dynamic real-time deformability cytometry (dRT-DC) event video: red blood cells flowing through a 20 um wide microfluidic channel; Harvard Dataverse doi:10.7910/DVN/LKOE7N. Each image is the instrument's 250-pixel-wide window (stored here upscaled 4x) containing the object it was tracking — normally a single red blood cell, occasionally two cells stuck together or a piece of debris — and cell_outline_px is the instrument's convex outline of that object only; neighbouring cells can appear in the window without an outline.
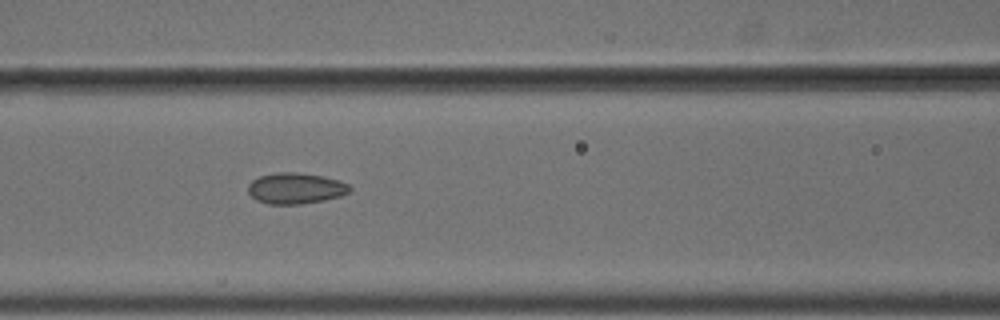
{"species": "common noctule bat (a hibernating species)", "species_latin": "Nyctalus noctula", "temperature_condition": "cold", "stored_images_in_passage": 10, "camera_frame_rate_fps": 3000, "um_per_image_px": 0.085, "animal": {"sex": "male", "body_mass_g": 18.8}, "frame": {"image": 1, "passage_image": 7, "time_ms": 2.0, "image_size_px": [1000, 320], "cell_outline_px": [[352, 188], [348, 192], [340, 196], [324, 200], [300, 204], [268, 204], [256, 200], [248, 192], [248, 184], [252, 180], [260, 176], [276, 172], [296, 172], [324, 176], [348, 184]], "centroid_in_image_um": [25.1, 16.0], "position_along_channel_um": 141.5, "area_um2": 18.32}}
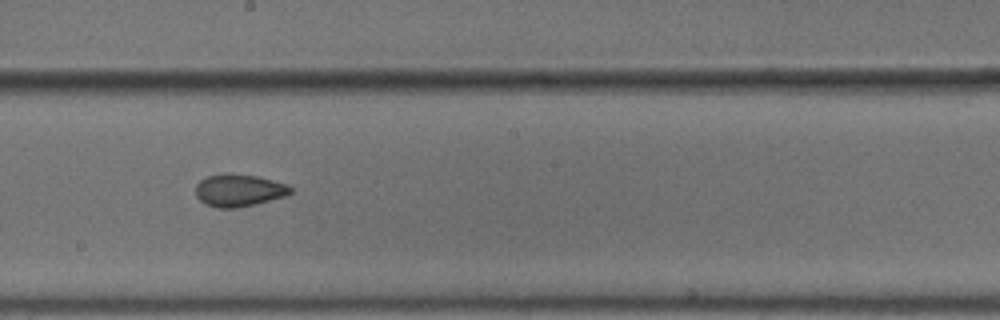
{"frame": {"image": 2, "passage_image": 9, "time_ms": 2.667, "image_size_px": [1000, 320], "cell_outline_px": [[292, 192], [284, 196], [256, 204], [236, 208], [216, 208], [204, 204], [196, 196], [196, 184], [200, 180], [208, 176], [224, 172], [228, 172], [256, 176], [288, 184], [292, 188]], "centroid_in_image_um": [20.28, 16.17], "position_along_channel_um": 227.9, "area_um2": 18.09}}
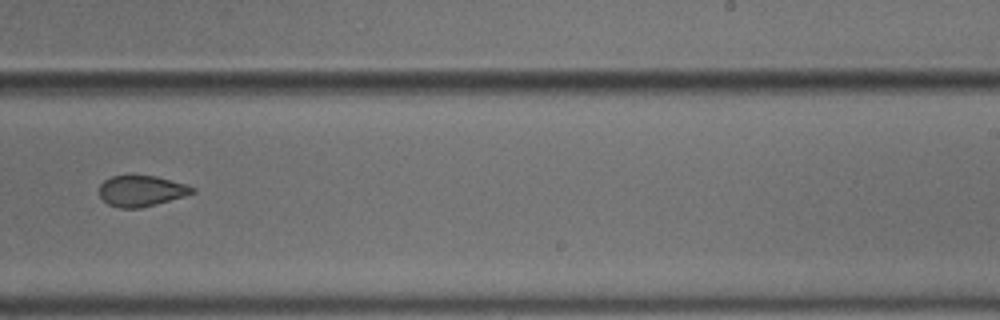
{"frame": {"image": 3, "passage_image": 10, "time_ms": 3.0, "image_size_px": [1000, 320], "cell_outline_px": [[196, 192], [184, 196], [156, 204], [140, 208], [120, 208], [108, 204], [100, 196], [100, 184], [104, 180], [112, 176], [156, 176], [188, 184], [196, 188]], "centroid_in_image_um": [12.05, 16.23], "position_along_channel_um": 277.0, "area_um2": 16.7}}